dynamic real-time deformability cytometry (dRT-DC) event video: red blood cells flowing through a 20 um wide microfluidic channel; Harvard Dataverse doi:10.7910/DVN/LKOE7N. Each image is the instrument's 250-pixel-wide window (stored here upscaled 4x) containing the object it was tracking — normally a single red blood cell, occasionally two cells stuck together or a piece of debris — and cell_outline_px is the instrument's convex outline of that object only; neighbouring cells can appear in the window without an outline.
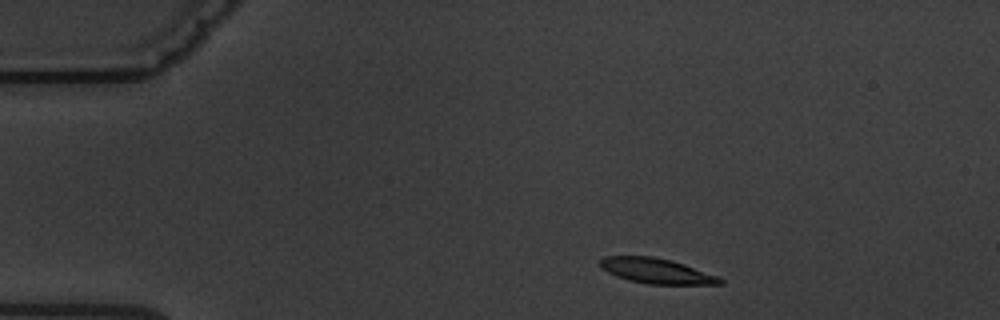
{"species": "common noctule bat (a hibernating species)", "species_latin": "Nyctalus noctula", "temperature_condition": "warm", "stored_images_in_passage": 3, "camera_frame_rate_fps": 3000, "um_per_image_px": 0.085, "animal": {"sex": "male", "body_mass_g": 19.5, "forearm_length_mm": 54.6}, "frame": {"image": 1, "passage_image": 1, "time_ms": 0.0, "image_size_px": [1000, 320], "cell_outline_px": [[724, 284], [648, 284], [628, 280], [616, 276], [600, 268], [600, 260], [604, 256], [652, 256], [672, 260], [684, 264], [716, 276], [724, 280]], "centroid_in_image_um": [55.76, 23.02], "position_along_channel_um": 29.2, "area_um2": 17.51}}